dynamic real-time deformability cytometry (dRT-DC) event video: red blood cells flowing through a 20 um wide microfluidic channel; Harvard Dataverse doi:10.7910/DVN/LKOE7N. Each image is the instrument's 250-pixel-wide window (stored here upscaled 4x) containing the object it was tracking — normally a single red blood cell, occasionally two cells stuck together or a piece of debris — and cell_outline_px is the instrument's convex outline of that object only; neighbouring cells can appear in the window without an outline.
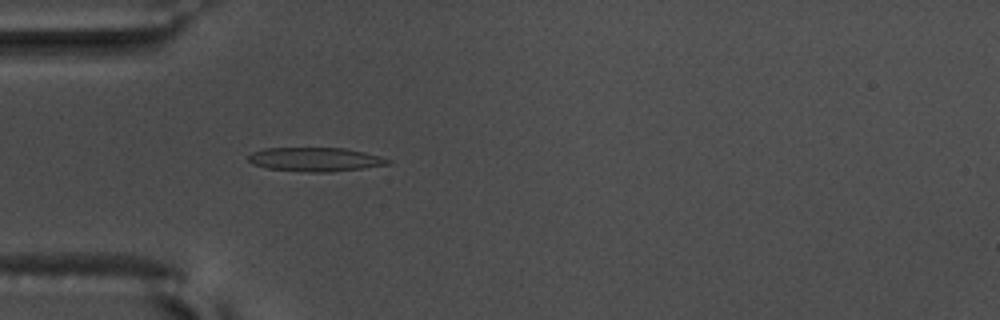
{"species": "common noctule bat (a hibernating species)", "species_latin": "Nyctalus noctula", "temperature_condition": "warm", "stored_images_in_passage": 57, "camera_frame_rate_fps": 3000, "um_per_image_px": 0.085, "animal": {"sex": "male", "body_mass_g": 17.5, "forearm_length_mm": 52.3}, "frame": {"image": 1, "passage_image": 18, "time_ms": 5.667, "image_size_px": [1000, 320], "cell_outline_px": [[392, 160], [388, 164], [364, 168], [332, 172], [308, 172], [268, 168], [252, 164], [248, 160], [248, 156], [252, 152], [264, 148], [344, 148], [364, 152], [380, 156]], "centroid_in_image_um": [26.8, 13.55], "position_along_channel_um": 58.2, "area_um2": 19.42}}
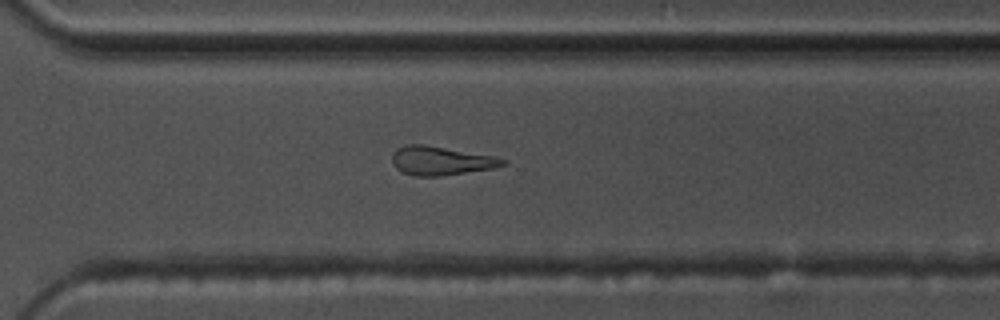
{"frame": {"image": 2, "passage_image": 41, "time_ms": 13.333, "image_size_px": [1000, 320], "cell_outline_px": [[508, 164], [492, 168], [440, 176], [416, 176], [400, 172], [392, 164], [392, 152], [396, 148], [404, 144], [424, 144], [492, 156], [508, 160]], "centroid_in_image_um": [37.42, 13.66], "position_along_channel_um": 333.2, "area_um2": 18.61}}
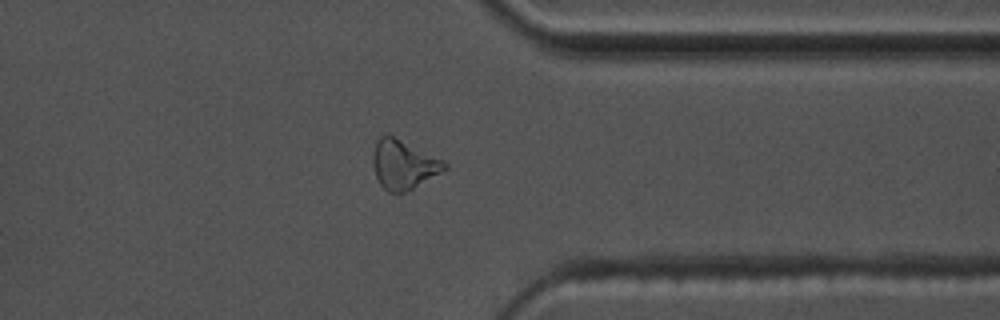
{"frame": {"image": 3, "passage_image": 45, "time_ms": 14.667, "image_size_px": [1000, 320], "cell_outline_px": [[448, 168], [412, 188], [404, 192], [388, 192], [380, 184], [376, 176], [372, 160], [372, 156], [376, 140], [380, 136], [392, 136], [444, 160], [448, 164]], "centroid_in_image_um": [34.28, 13.99], "position_along_channel_um": 377.1, "area_um2": 20.06}, "authors_computed_cell_mechanics": {"area_um2": 18.785, "velocity_mm_per_s": 3.6489, "shape_relaxation_time_tau1_ms": 4.4074, "shape_relaxation_time_tau2_ms": 3.465, "deformation_change_tau1": 0.1901, "deformation_change_tau2": 0.1712}}